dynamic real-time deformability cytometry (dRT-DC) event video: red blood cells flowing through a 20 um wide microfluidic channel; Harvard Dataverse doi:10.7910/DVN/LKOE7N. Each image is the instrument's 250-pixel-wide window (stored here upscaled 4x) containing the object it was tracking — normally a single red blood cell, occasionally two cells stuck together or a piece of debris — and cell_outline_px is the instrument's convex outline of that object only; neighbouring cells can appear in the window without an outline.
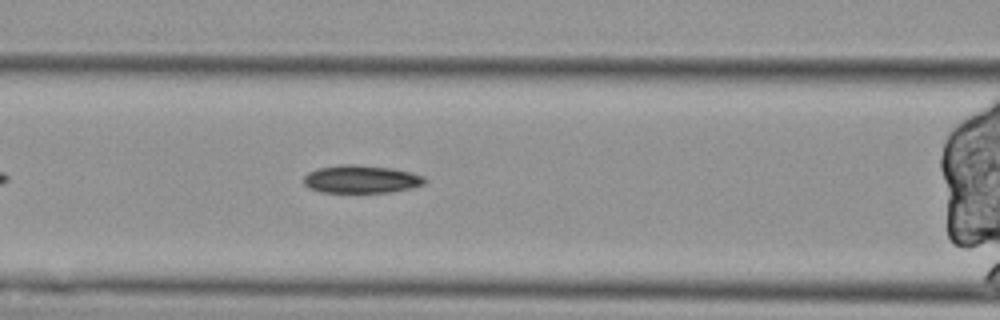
{"species": "Egyptian fruit bat (a non-hibernating species)", "species_latin": "Rousettus aegyptiacus", "temperature_condition": "cold", "stored_images_in_passage": 45, "segment_of_instrument_passage": [2, 2], "camera_frame_rate_fps": 3000, "um_per_image_px": 0.085, "animal": {"sex": "female"}, "frame": {"image": 1, "passage_image": 10, "time_ms": 3.0, "image_size_px": [1000, 320], "cell_outline_px": [[428, 180], [424, 184], [412, 188], [392, 192], [320, 192], [308, 188], [304, 184], [304, 176], [308, 172], [316, 168], [340, 164], [356, 164], [392, 168], [412, 172], [424, 176]], "centroid_in_image_um": [30.71, 15.22], "position_along_channel_um": 135.9, "area_um2": 20.0}}
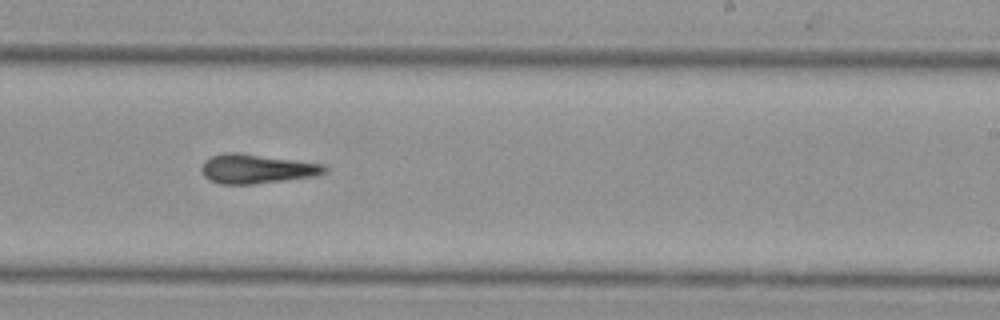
{"frame": {"image": 2, "passage_image": 22, "time_ms": 7.0, "image_size_px": [1000, 320], "cell_outline_px": [[328, 168], [324, 172], [316, 176], [256, 184], [220, 184], [204, 176], [200, 172], [200, 168], [204, 160], [212, 156], [224, 152], [240, 152], [324, 164]], "centroid_in_image_um": [21.79, 14.34], "position_along_channel_um": 267.2, "area_um2": 21.21}}
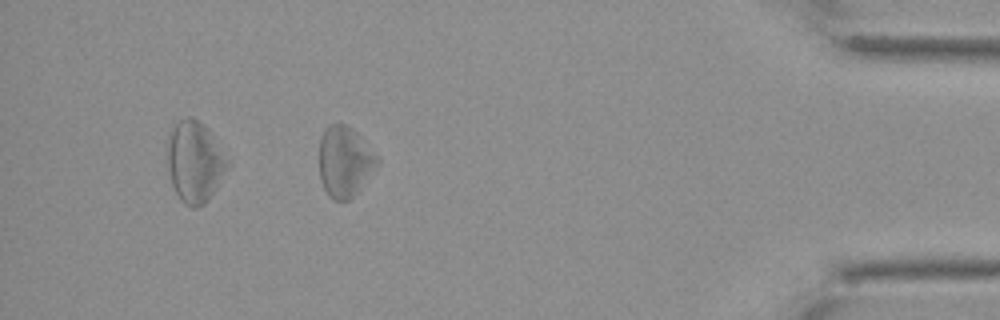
{"frame": {"image": 3, "passage_image": 39, "time_ms": 12.667, "image_size_px": [1000, 320], "cell_outline_px": [[380, 164], [356, 192], [348, 200], [332, 200], [328, 196], [320, 180], [320, 140], [328, 124], [344, 124], [352, 128], [356, 132], [380, 160]], "centroid_in_image_um": [29.3, 13.75], "position_along_channel_um": 405.9, "area_um2": 23.58}}